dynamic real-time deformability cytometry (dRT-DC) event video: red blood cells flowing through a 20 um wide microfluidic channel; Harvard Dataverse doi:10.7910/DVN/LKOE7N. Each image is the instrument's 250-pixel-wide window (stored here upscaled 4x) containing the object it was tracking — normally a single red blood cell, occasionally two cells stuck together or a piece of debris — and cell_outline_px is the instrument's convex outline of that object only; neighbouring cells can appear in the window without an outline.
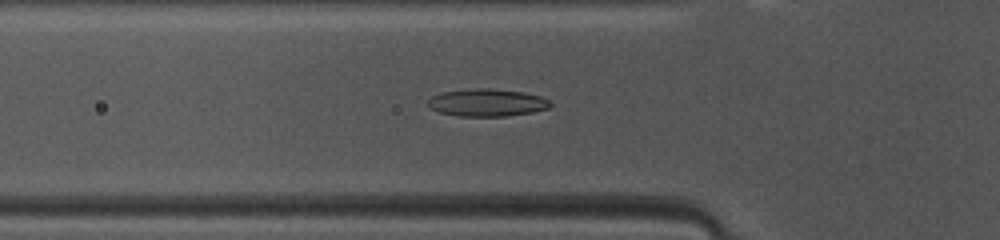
{"species": "common noctule bat (a hibernating species)", "species_latin": "Nyctalus noctula", "temperature_condition": "warm", "stored_images_in_passage": 45, "camera_frame_rate_fps": 3000, "um_per_image_px": 0.085, "animal": {"sex": "female", "body_mass_g": 10.0, "forearm_length_mm": 53.1}, "frame": {"image": 1, "passage_image": 14, "time_ms": 4.333, "image_size_px": [1000, 240], "cell_outline_px": [[552, 104], [548, 108], [532, 112], [504, 116], [460, 116], [440, 112], [428, 108], [428, 100], [432, 96], [444, 92], [468, 88], [488, 88], [524, 92], [540, 96], [548, 100]], "centroid_in_image_um": [41.38, 8.71], "position_along_channel_um": 84.4, "area_um2": 19.54}}
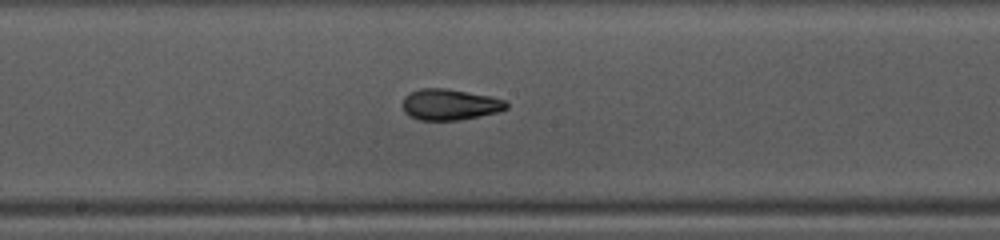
{"frame": {"image": 2, "passage_image": 23, "time_ms": 7.333, "image_size_px": [1000, 240], "cell_outline_px": [[508, 108], [496, 112], [480, 116], [460, 120], [420, 120], [404, 112], [404, 96], [408, 92], [420, 88], [448, 88], [492, 96], [504, 100], [508, 104]], "centroid_in_image_um": [38.24, 8.87], "position_along_channel_um": 210.0, "area_um2": 18.84}}
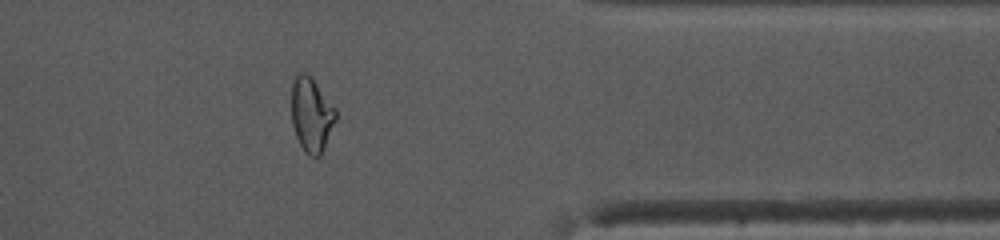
{"frame": {"image": 3, "passage_image": 37, "time_ms": 12.0, "image_size_px": [1000, 240], "cell_outline_px": [[336, 120], [324, 148], [320, 156], [308, 156], [304, 152], [296, 136], [292, 124], [292, 84], [296, 76], [300, 72], [304, 72], [312, 76], [336, 108]], "centroid_in_image_um": [26.48, 9.73], "position_along_channel_um": 384.9, "area_um2": 19.31}, "authors_computed_cell_mechanics": {"area_um2": 19.074, "velocity_mm_per_s": 4.142, "shape_relaxation_time_tau1_ms": 6.9188, "shape_relaxation_time_tau2_ms": 1.7786, "deformation_change_tau1": 0.2104, "deformation_change_tau2": 0.0818}}